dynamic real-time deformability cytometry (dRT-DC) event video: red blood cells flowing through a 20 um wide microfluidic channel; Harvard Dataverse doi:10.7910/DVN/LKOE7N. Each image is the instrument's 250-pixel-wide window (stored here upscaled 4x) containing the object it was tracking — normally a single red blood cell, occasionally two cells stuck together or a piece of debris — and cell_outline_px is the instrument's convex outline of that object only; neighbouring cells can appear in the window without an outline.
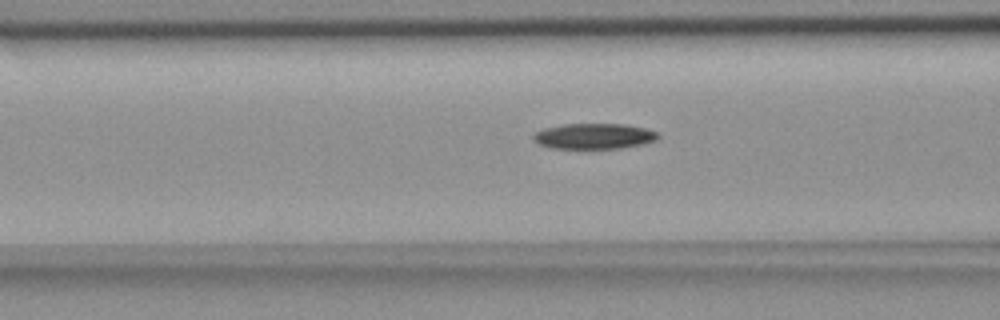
{"species": "common noctule bat (a hibernating species)", "species_latin": "Nyctalus noctula", "temperature_condition": "room temperature", "stored_images_in_passage": 35, "camera_frame_rate_fps": 3000, "um_per_image_px": 0.085, "animal": {"sex": "female", "body_mass_g": 18.4}, "frame": {"image": 1, "passage_image": 5, "time_ms": 1.333, "image_size_px": [1000, 320], "cell_outline_px": [[660, 136], [656, 140], [644, 144], [620, 148], [552, 148], [540, 144], [532, 140], [532, 136], [536, 132], [544, 128], [564, 124], [624, 124], [644, 128], [656, 132]], "centroid_in_image_um": [50.49, 11.57], "position_along_channel_um": 116.1, "area_um2": 18.5}}
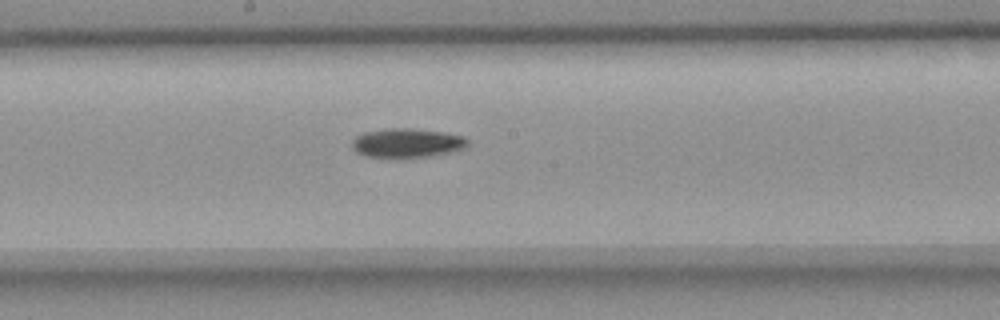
{"frame": {"image": 2, "passage_image": 13, "time_ms": 4.0, "image_size_px": [1000, 320], "cell_outline_px": [[468, 144], [464, 148], [432, 156], [396, 160], [364, 156], [356, 152], [352, 148], [352, 140], [356, 136], [364, 132], [388, 128], [408, 128], [440, 132], [464, 136], [468, 140]], "centroid_in_image_um": [34.53, 12.19], "position_along_channel_um": 213.7, "area_um2": 20.17}}
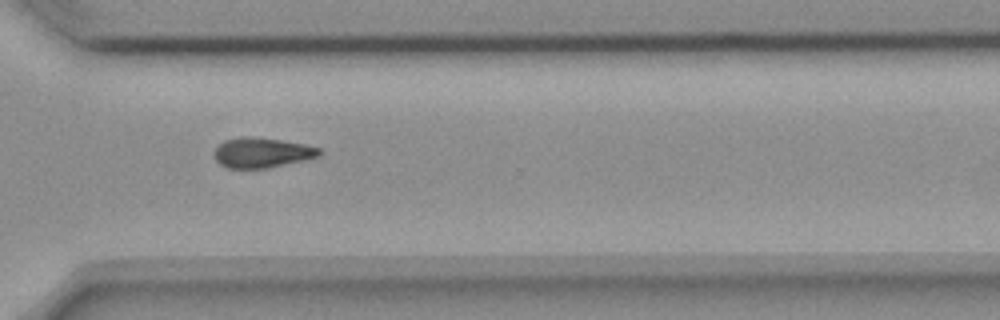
{"frame": {"image": 3, "passage_image": 24, "time_ms": 7.667, "image_size_px": [1000, 320], "cell_outline_px": [[320, 156], [268, 168], [224, 168], [216, 160], [212, 152], [224, 140], [244, 136], [252, 136], [280, 140], [304, 144], [320, 148]], "centroid_in_image_um": [22.22, 12.97], "position_along_channel_um": 348.4, "area_um2": 18.38}, "authors_computed_cell_mechanics": {"area_um2": 18.9584, "velocity_mm_per_s": 3.6667, "shape_relaxation_time_tau1_ms": 7.6077, "shape_relaxation_time_tau2_ms": null, "deformation_change_tau1": 0.1752, "deformation_change_tau2": null}}